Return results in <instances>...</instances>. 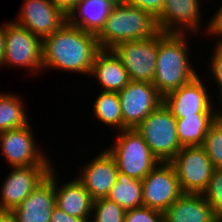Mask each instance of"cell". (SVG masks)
<instances>
[{
  "mask_svg": "<svg viewBox=\"0 0 222 222\" xmlns=\"http://www.w3.org/2000/svg\"><path fill=\"white\" fill-rule=\"evenodd\" d=\"M90 76L106 92L119 93L130 82L128 72L112 50L101 49L95 55Z\"/></svg>",
  "mask_w": 222,
  "mask_h": 222,
  "instance_id": "20",
  "label": "cell"
},
{
  "mask_svg": "<svg viewBox=\"0 0 222 222\" xmlns=\"http://www.w3.org/2000/svg\"><path fill=\"white\" fill-rule=\"evenodd\" d=\"M124 222H165V219L163 212L143 206L127 210Z\"/></svg>",
  "mask_w": 222,
  "mask_h": 222,
  "instance_id": "29",
  "label": "cell"
},
{
  "mask_svg": "<svg viewBox=\"0 0 222 222\" xmlns=\"http://www.w3.org/2000/svg\"><path fill=\"white\" fill-rule=\"evenodd\" d=\"M187 35L158 33L157 63L153 85L163 98L198 75L189 59L191 51Z\"/></svg>",
  "mask_w": 222,
  "mask_h": 222,
  "instance_id": "2",
  "label": "cell"
},
{
  "mask_svg": "<svg viewBox=\"0 0 222 222\" xmlns=\"http://www.w3.org/2000/svg\"><path fill=\"white\" fill-rule=\"evenodd\" d=\"M165 0H128L127 3L136 6L141 10L150 13L154 18H157L164 6Z\"/></svg>",
  "mask_w": 222,
  "mask_h": 222,
  "instance_id": "31",
  "label": "cell"
},
{
  "mask_svg": "<svg viewBox=\"0 0 222 222\" xmlns=\"http://www.w3.org/2000/svg\"><path fill=\"white\" fill-rule=\"evenodd\" d=\"M141 181L143 206L160 212L183 194L176 170L170 162H160Z\"/></svg>",
  "mask_w": 222,
  "mask_h": 222,
  "instance_id": "10",
  "label": "cell"
},
{
  "mask_svg": "<svg viewBox=\"0 0 222 222\" xmlns=\"http://www.w3.org/2000/svg\"><path fill=\"white\" fill-rule=\"evenodd\" d=\"M111 50L121 60L130 81L153 83L157 63L158 34L143 40L119 43Z\"/></svg>",
  "mask_w": 222,
  "mask_h": 222,
  "instance_id": "8",
  "label": "cell"
},
{
  "mask_svg": "<svg viewBox=\"0 0 222 222\" xmlns=\"http://www.w3.org/2000/svg\"><path fill=\"white\" fill-rule=\"evenodd\" d=\"M55 171L53 167L56 207L71 216L90 222L94 200L89 192L76 177L60 184Z\"/></svg>",
  "mask_w": 222,
  "mask_h": 222,
  "instance_id": "18",
  "label": "cell"
},
{
  "mask_svg": "<svg viewBox=\"0 0 222 222\" xmlns=\"http://www.w3.org/2000/svg\"><path fill=\"white\" fill-rule=\"evenodd\" d=\"M163 214L165 222H222L202 194L183 193Z\"/></svg>",
  "mask_w": 222,
  "mask_h": 222,
  "instance_id": "19",
  "label": "cell"
},
{
  "mask_svg": "<svg viewBox=\"0 0 222 222\" xmlns=\"http://www.w3.org/2000/svg\"><path fill=\"white\" fill-rule=\"evenodd\" d=\"M219 115H190L176 118V132L179 143L184 146H202L210 126Z\"/></svg>",
  "mask_w": 222,
  "mask_h": 222,
  "instance_id": "22",
  "label": "cell"
},
{
  "mask_svg": "<svg viewBox=\"0 0 222 222\" xmlns=\"http://www.w3.org/2000/svg\"><path fill=\"white\" fill-rule=\"evenodd\" d=\"M220 106H221V111H219V117L222 119V104Z\"/></svg>",
  "mask_w": 222,
  "mask_h": 222,
  "instance_id": "38",
  "label": "cell"
},
{
  "mask_svg": "<svg viewBox=\"0 0 222 222\" xmlns=\"http://www.w3.org/2000/svg\"><path fill=\"white\" fill-rule=\"evenodd\" d=\"M214 169H222V119L218 117L210 126L202 144Z\"/></svg>",
  "mask_w": 222,
  "mask_h": 222,
  "instance_id": "26",
  "label": "cell"
},
{
  "mask_svg": "<svg viewBox=\"0 0 222 222\" xmlns=\"http://www.w3.org/2000/svg\"><path fill=\"white\" fill-rule=\"evenodd\" d=\"M183 193L203 194L213 173V165L202 146H184L170 161Z\"/></svg>",
  "mask_w": 222,
  "mask_h": 222,
  "instance_id": "7",
  "label": "cell"
},
{
  "mask_svg": "<svg viewBox=\"0 0 222 222\" xmlns=\"http://www.w3.org/2000/svg\"><path fill=\"white\" fill-rule=\"evenodd\" d=\"M0 222H18L12 211H0Z\"/></svg>",
  "mask_w": 222,
  "mask_h": 222,
  "instance_id": "36",
  "label": "cell"
},
{
  "mask_svg": "<svg viewBox=\"0 0 222 222\" xmlns=\"http://www.w3.org/2000/svg\"><path fill=\"white\" fill-rule=\"evenodd\" d=\"M57 7H59L66 15L82 1V0H51Z\"/></svg>",
  "mask_w": 222,
  "mask_h": 222,
  "instance_id": "34",
  "label": "cell"
},
{
  "mask_svg": "<svg viewBox=\"0 0 222 222\" xmlns=\"http://www.w3.org/2000/svg\"><path fill=\"white\" fill-rule=\"evenodd\" d=\"M211 55L209 70H211L210 74L213 75L215 83L217 82L216 86L221 101H219V104H222V46L215 45Z\"/></svg>",
  "mask_w": 222,
  "mask_h": 222,
  "instance_id": "30",
  "label": "cell"
},
{
  "mask_svg": "<svg viewBox=\"0 0 222 222\" xmlns=\"http://www.w3.org/2000/svg\"><path fill=\"white\" fill-rule=\"evenodd\" d=\"M33 131L29 123L0 133L2 156L10 167L52 165L50 157L37 146Z\"/></svg>",
  "mask_w": 222,
  "mask_h": 222,
  "instance_id": "9",
  "label": "cell"
},
{
  "mask_svg": "<svg viewBox=\"0 0 222 222\" xmlns=\"http://www.w3.org/2000/svg\"><path fill=\"white\" fill-rule=\"evenodd\" d=\"M135 129L160 162H170L182 148L177 138L176 118L164 103Z\"/></svg>",
  "mask_w": 222,
  "mask_h": 222,
  "instance_id": "6",
  "label": "cell"
},
{
  "mask_svg": "<svg viewBox=\"0 0 222 222\" xmlns=\"http://www.w3.org/2000/svg\"><path fill=\"white\" fill-rule=\"evenodd\" d=\"M200 2L201 0H165L163 9L156 18L159 31L179 34L193 33V35H198L200 31V34H207L209 22L205 29L200 28L204 25L201 22L203 18Z\"/></svg>",
  "mask_w": 222,
  "mask_h": 222,
  "instance_id": "13",
  "label": "cell"
},
{
  "mask_svg": "<svg viewBox=\"0 0 222 222\" xmlns=\"http://www.w3.org/2000/svg\"><path fill=\"white\" fill-rule=\"evenodd\" d=\"M222 221V169H214L206 190L202 194Z\"/></svg>",
  "mask_w": 222,
  "mask_h": 222,
  "instance_id": "28",
  "label": "cell"
},
{
  "mask_svg": "<svg viewBox=\"0 0 222 222\" xmlns=\"http://www.w3.org/2000/svg\"><path fill=\"white\" fill-rule=\"evenodd\" d=\"M142 192L141 180L133 179L118 171L116 182L107 198L127 211L143 207Z\"/></svg>",
  "mask_w": 222,
  "mask_h": 222,
  "instance_id": "23",
  "label": "cell"
},
{
  "mask_svg": "<svg viewBox=\"0 0 222 222\" xmlns=\"http://www.w3.org/2000/svg\"><path fill=\"white\" fill-rule=\"evenodd\" d=\"M110 146L105 149L114 158L118 171L133 179L142 180L160 163L135 128L118 131Z\"/></svg>",
  "mask_w": 222,
  "mask_h": 222,
  "instance_id": "4",
  "label": "cell"
},
{
  "mask_svg": "<svg viewBox=\"0 0 222 222\" xmlns=\"http://www.w3.org/2000/svg\"><path fill=\"white\" fill-rule=\"evenodd\" d=\"M21 97L0 91V133L29 124L26 106Z\"/></svg>",
  "mask_w": 222,
  "mask_h": 222,
  "instance_id": "25",
  "label": "cell"
},
{
  "mask_svg": "<svg viewBox=\"0 0 222 222\" xmlns=\"http://www.w3.org/2000/svg\"><path fill=\"white\" fill-rule=\"evenodd\" d=\"M113 5L124 4L127 3L128 0H108Z\"/></svg>",
  "mask_w": 222,
  "mask_h": 222,
  "instance_id": "37",
  "label": "cell"
},
{
  "mask_svg": "<svg viewBox=\"0 0 222 222\" xmlns=\"http://www.w3.org/2000/svg\"><path fill=\"white\" fill-rule=\"evenodd\" d=\"M56 207L53 168L30 195L12 213L18 222H50L52 210Z\"/></svg>",
  "mask_w": 222,
  "mask_h": 222,
  "instance_id": "17",
  "label": "cell"
},
{
  "mask_svg": "<svg viewBox=\"0 0 222 222\" xmlns=\"http://www.w3.org/2000/svg\"><path fill=\"white\" fill-rule=\"evenodd\" d=\"M200 77L197 75L192 81L163 98V103L175 118L190 115H219L217 107H213L214 101L211 100L210 91Z\"/></svg>",
  "mask_w": 222,
  "mask_h": 222,
  "instance_id": "12",
  "label": "cell"
},
{
  "mask_svg": "<svg viewBox=\"0 0 222 222\" xmlns=\"http://www.w3.org/2000/svg\"><path fill=\"white\" fill-rule=\"evenodd\" d=\"M50 222H85L82 219L71 216L66 212L60 210L58 207H55L52 210Z\"/></svg>",
  "mask_w": 222,
  "mask_h": 222,
  "instance_id": "33",
  "label": "cell"
},
{
  "mask_svg": "<svg viewBox=\"0 0 222 222\" xmlns=\"http://www.w3.org/2000/svg\"><path fill=\"white\" fill-rule=\"evenodd\" d=\"M159 32L156 18L150 13L124 3L112 6L96 36L100 49L111 50L119 43L143 40Z\"/></svg>",
  "mask_w": 222,
  "mask_h": 222,
  "instance_id": "3",
  "label": "cell"
},
{
  "mask_svg": "<svg viewBox=\"0 0 222 222\" xmlns=\"http://www.w3.org/2000/svg\"><path fill=\"white\" fill-rule=\"evenodd\" d=\"M113 4L108 0H82L68 15V21L85 31L98 34Z\"/></svg>",
  "mask_w": 222,
  "mask_h": 222,
  "instance_id": "21",
  "label": "cell"
},
{
  "mask_svg": "<svg viewBox=\"0 0 222 222\" xmlns=\"http://www.w3.org/2000/svg\"><path fill=\"white\" fill-rule=\"evenodd\" d=\"M23 68L33 75L42 73V39L13 20L6 22L4 56L1 68ZM4 66V67H3ZM32 72V73H31ZM37 73V74H36Z\"/></svg>",
  "mask_w": 222,
  "mask_h": 222,
  "instance_id": "5",
  "label": "cell"
},
{
  "mask_svg": "<svg viewBox=\"0 0 222 222\" xmlns=\"http://www.w3.org/2000/svg\"><path fill=\"white\" fill-rule=\"evenodd\" d=\"M55 165L10 167L0 190V211H12L23 202Z\"/></svg>",
  "mask_w": 222,
  "mask_h": 222,
  "instance_id": "14",
  "label": "cell"
},
{
  "mask_svg": "<svg viewBox=\"0 0 222 222\" xmlns=\"http://www.w3.org/2000/svg\"><path fill=\"white\" fill-rule=\"evenodd\" d=\"M100 50L96 34L67 20L59 30L42 39L43 70L54 68L90 77L95 55Z\"/></svg>",
  "mask_w": 222,
  "mask_h": 222,
  "instance_id": "1",
  "label": "cell"
},
{
  "mask_svg": "<svg viewBox=\"0 0 222 222\" xmlns=\"http://www.w3.org/2000/svg\"><path fill=\"white\" fill-rule=\"evenodd\" d=\"M5 36H6V23L0 25V68L4 56Z\"/></svg>",
  "mask_w": 222,
  "mask_h": 222,
  "instance_id": "35",
  "label": "cell"
},
{
  "mask_svg": "<svg viewBox=\"0 0 222 222\" xmlns=\"http://www.w3.org/2000/svg\"><path fill=\"white\" fill-rule=\"evenodd\" d=\"M93 104V117L99 122L122 131L128 129L123 123L121 103L117 92L101 91L95 97Z\"/></svg>",
  "mask_w": 222,
  "mask_h": 222,
  "instance_id": "24",
  "label": "cell"
},
{
  "mask_svg": "<svg viewBox=\"0 0 222 222\" xmlns=\"http://www.w3.org/2000/svg\"><path fill=\"white\" fill-rule=\"evenodd\" d=\"M123 123L136 128L162 103L163 97L153 83L130 81L119 93Z\"/></svg>",
  "mask_w": 222,
  "mask_h": 222,
  "instance_id": "11",
  "label": "cell"
},
{
  "mask_svg": "<svg viewBox=\"0 0 222 222\" xmlns=\"http://www.w3.org/2000/svg\"><path fill=\"white\" fill-rule=\"evenodd\" d=\"M16 24L43 39L59 30L68 20L66 15L51 0H23Z\"/></svg>",
  "mask_w": 222,
  "mask_h": 222,
  "instance_id": "15",
  "label": "cell"
},
{
  "mask_svg": "<svg viewBox=\"0 0 222 222\" xmlns=\"http://www.w3.org/2000/svg\"><path fill=\"white\" fill-rule=\"evenodd\" d=\"M85 163L80 174L76 176L77 180L89 192L93 200L107 198L117 178L118 168L114 158L104 149L90 162Z\"/></svg>",
  "mask_w": 222,
  "mask_h": 222,
  "instance_id": "16",
  "label": "cell"
},
{
  "mask_svg": "<svg viewBox=\"0 0 222 222\" xmlns=\"http://www.w3.org/2000/svg\"><path fill=\"white\" fill-rule=\"evenodd\" d=\"M222 3V2H221ZM218 10L212 17L209 18L208 36L218 38L215 40L214 45L222 46V5L218 6ZM214 16V17H213ZM220 38V39H219Z\"/></svg>",
  "mask_w": 222,
  "mask_h": 222,
  "instance_id": "32",
  "label": "cell"
},
{
  "mask_svg": "<svg viewBox=\"0 0 222 222\" xmlns=\"http://www.w3.org/2000/svg\"><path fill=\"white\" fill-rule=\"evenodd\" d=\"M125 210L108 198L94 200L90 222H124Z\"/></svg>",
  "mask_w": 222,
  "mask_h": 222,
  "instance_id": "27",
  "label": "cell"
}]
</instances>
